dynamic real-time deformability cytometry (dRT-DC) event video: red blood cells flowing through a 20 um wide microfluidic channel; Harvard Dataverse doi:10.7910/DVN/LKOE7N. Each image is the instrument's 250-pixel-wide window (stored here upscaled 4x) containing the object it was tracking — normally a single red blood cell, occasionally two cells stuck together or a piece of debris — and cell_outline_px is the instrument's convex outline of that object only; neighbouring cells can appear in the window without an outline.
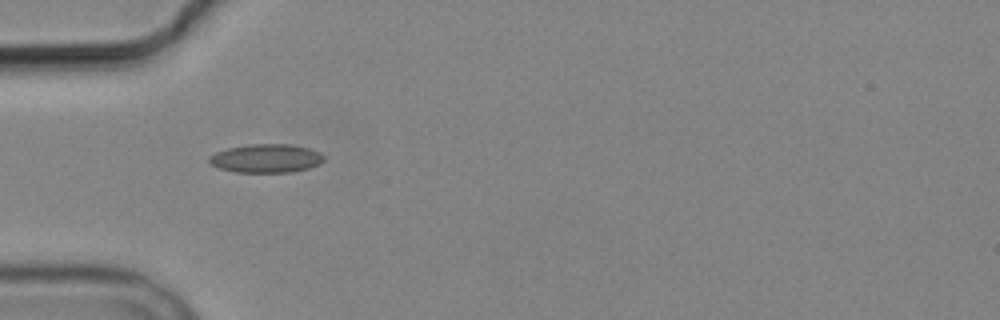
{"species": "common noctule bat (a hibernating species)", "species_latin": "Nyctalus noctula", "temperature_condition": "cold", "stored_images_in_passage": 5, "camera_frame_rate_fps": 3000, "um_per_image_px": 0.085, "animal": {"sex": "male", "body_mass_g": 19.2, "forearm_length_mm": 51.8}, "frame": {"image": 1, "passage_image": 4, "time_ms": 5.0, "image_size_px": [1000, 320], "cell_outline_px": [[324, 160], [320, 164], [308, 168], [288, 172], [236, 172], [220, 168], [208, 164], [208, 156], [216, 152], [228, 148], [248, 144], [292, 144], [308, 148], [320, 152], [324, 156]], "centroid_in_image_um": [22.6, 13.45], "position_along_channel_um": 62.4, "area_um2": 19.19}}